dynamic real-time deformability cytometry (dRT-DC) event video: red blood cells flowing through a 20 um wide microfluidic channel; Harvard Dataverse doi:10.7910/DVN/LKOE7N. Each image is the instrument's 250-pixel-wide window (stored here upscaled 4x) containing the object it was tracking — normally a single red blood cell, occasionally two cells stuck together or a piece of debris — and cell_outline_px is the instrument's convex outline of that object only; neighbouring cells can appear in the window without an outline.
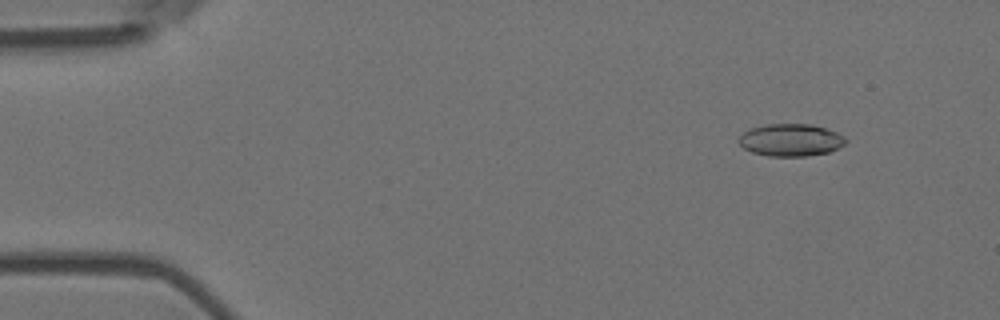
{"species": "Egyptian fruit bat (a non-hibernating species)", "species_latin": "Rousettus aegyptiacus", "temperature_condition": "room temperature", "stored_images_in_passage": 56, "camera_frame_rate_fps": 3000, "um_per_image_px": 0.085, "animal": {"sex": "female"}, "frame": {"image": 1, "passage_image": 6, "time_ms": 1.667, "image_size_px": [1000, 320], "cell_outline_px": [[848, 140], [844, 144], [828, 152], [808, 156], [768, 156], [752, 152], [744, 148], [736, 140], [744, 132], [752, 128], [764, 124], [812, 124], [836, 132], [844, 136]], "centroid_in_image_um": [67.2, 11.9], "position_along_channel_um": 17.8, "area_um2": 20.11}}
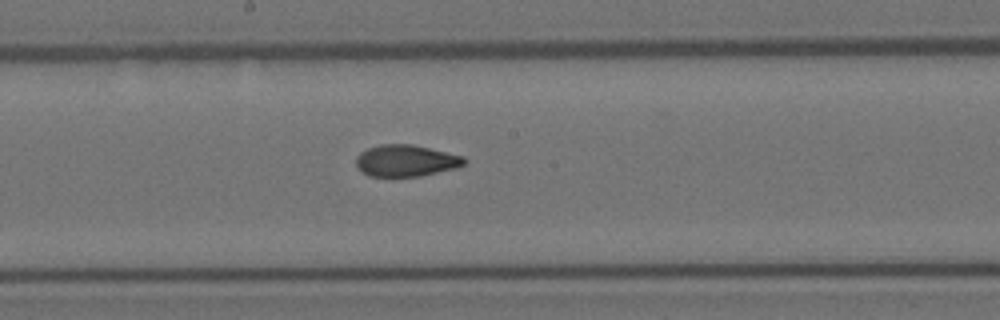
{"frame": {"image": 2, "passage_image": 30, "time_ms": 9.667, "image_size_px": [1000, 320], "cell_outline_px": [[468, 160], [464, 164], [456, 168], [420, 176], [368, 176], [356, 164], [356, 156], [360, 152], [368, 148], [380, 144], [412, 144], [464, 156]], "centroid_in_image_um": [34.52, 13.65], "position_along_channel_um": 213.7, "area_um2": 19.88}}
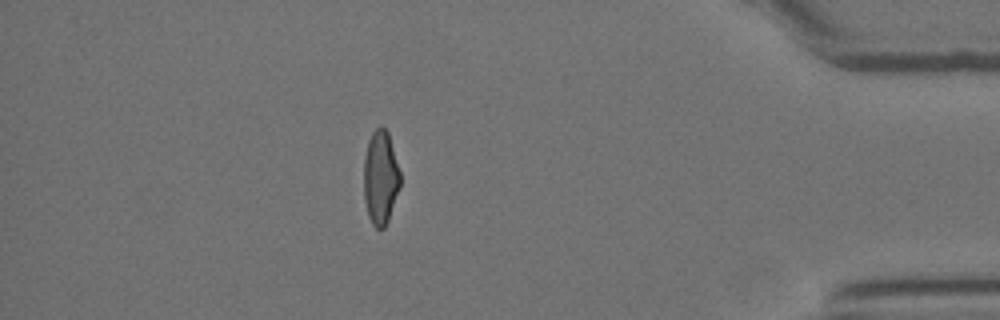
{"frame": {"image": 3, "passage_image": 49, "time_ms": 16.0, "image_size_px": [1000, 320], "cell_outline_px": [[400, 188], [388, 220], [384, 228], [376, 228], [372, 224], [368, 216], [364, 200], [364, 156], [368, 140], [372, 132], [380, 124], [388, 132], [400, 172]], "centroid_in_image_um": [32.34, 15.08], "position_along_channel_um": 402.9, "area_um2": 20.06}, "authors_computed_cell_mechanics": {"area_um2": 20.2878, "velocity_mm_per_s": 3.666, "shape_relaxation_time_tau1_ms": null, "shape_relaxation_time_tau2_ms": 1.7706, "deformation_change_tau1": null, "deformation_change_tau2": 0.0746}}